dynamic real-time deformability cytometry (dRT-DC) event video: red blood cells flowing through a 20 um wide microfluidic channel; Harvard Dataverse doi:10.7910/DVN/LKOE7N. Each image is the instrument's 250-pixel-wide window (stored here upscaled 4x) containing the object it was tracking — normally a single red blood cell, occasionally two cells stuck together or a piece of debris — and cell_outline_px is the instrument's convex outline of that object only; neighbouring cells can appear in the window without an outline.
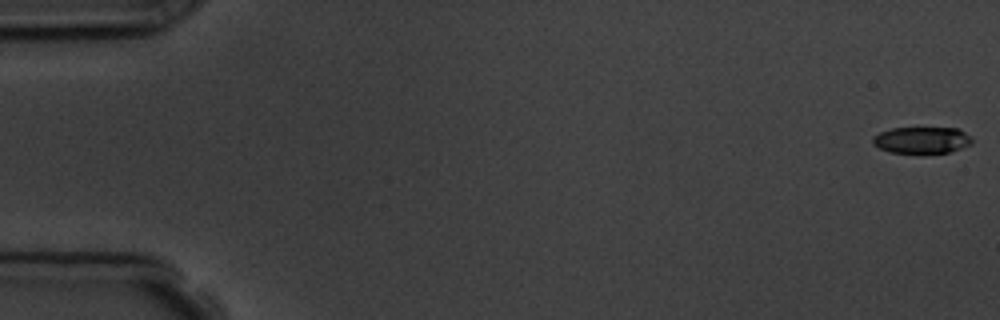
{"species": "common noctule bat (a hibernating species)", "species_latin": "Nyctalus noctula", "temperature_condition": "room temperature", "stored_images_in_passage": 5, "camera_frame_rate_fps": 3000, "um_per_image_px": 0.085, "animal": {"sex": "male", "body_mass_g": 19.5, "forearm_length_mm": 54.6}, "frame": {"image": 1, "passage_image": 1, "time_ms": 0.0, "image_size_px": [1000, 320], "cell_outline_px": [[972, 144], [948, 152], [920, 156], [892, 152], [880, 148], [872, 144], [872, 136], [880, 132], [892, 128], [956, 128], [972, 136]], "centroid_in_image_um": [78.34, 11.95], "position_along_channel_um": 6.7, "area_um2": 15.95}}
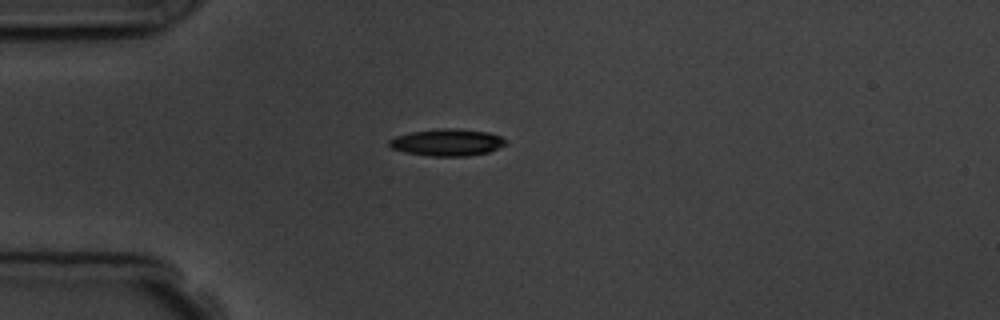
{"frame": {"image": 2, "passage_image": 5, "time_ms": 4.667, "image_size_px": [1000, 320], "cell_outline_px": [[504, 144], [488, 152], [468, 156], [432, 156], [404, 152], [392, 148], [388, 144], [388, 140], [396, 136], [412, 132], [440, 128], [456, 128], [488, 132], [500, 136], [504, 140]], "centroid_in_image_um": [37.97, 12.1], "position_along_channel_um": 47.0, "area_um2": 18.09}}